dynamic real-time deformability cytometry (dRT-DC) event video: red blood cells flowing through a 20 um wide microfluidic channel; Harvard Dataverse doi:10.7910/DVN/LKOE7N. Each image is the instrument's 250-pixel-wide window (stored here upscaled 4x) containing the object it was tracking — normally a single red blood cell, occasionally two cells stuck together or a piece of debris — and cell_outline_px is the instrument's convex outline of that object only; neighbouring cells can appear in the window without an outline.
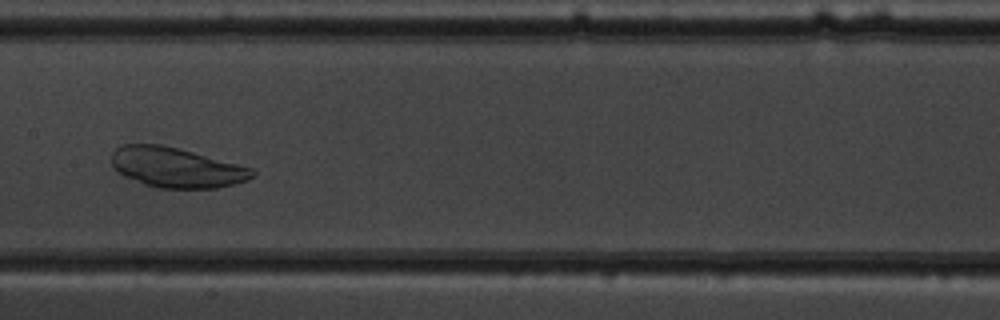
{"species": "common noctule bat (a hibernating species)", "species_latin": "Nyctalus noctula", "temperature_condition": "warm", "stored_images_in_passage": 49, "camera_frame_rate_fps": 3000, "um_per_image_px": 0.085, "animal": {"sex": "male", "body_mass_g": 19.5, "forearm_length_mm": 54.6}, "frame": {"image": 1, "passage_image": 24, "time_ms": 7.667, "image_size_px": [1000, 320], "cell_outline_px": [[256, 176], [248, 180], [216, 188], [156, 188], [144, 184], [124, 176], [112, 168], [112, 152], [116, 148], [124, 144], [160, 144], [192, 152], [252, 168], [256, 172]], "centroid_in_image_um": [14.97, 14.25], "position_along_channel_um": 192.4, "area_um2": 32.66}}